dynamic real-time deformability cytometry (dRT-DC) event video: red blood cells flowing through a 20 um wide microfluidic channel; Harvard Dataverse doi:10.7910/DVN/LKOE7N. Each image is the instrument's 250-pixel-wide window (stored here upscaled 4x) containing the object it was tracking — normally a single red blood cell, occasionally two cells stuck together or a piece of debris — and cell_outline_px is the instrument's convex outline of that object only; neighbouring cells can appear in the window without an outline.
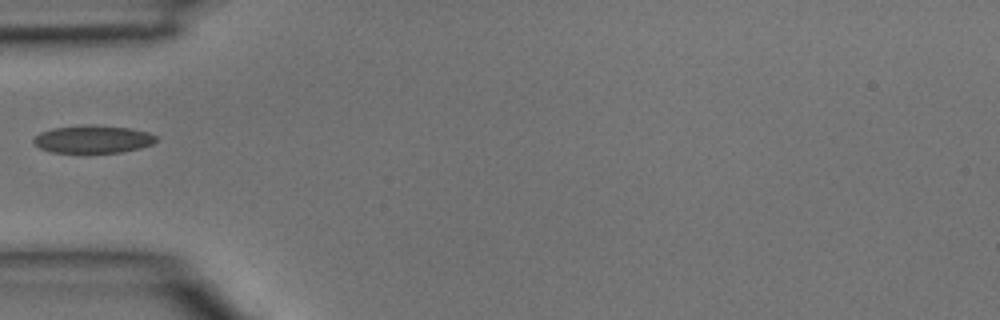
{"species": "common noctule bat (a hibernating species)", "species_latin": "Nyctalus noctula", "temperature_condition": "room temperature", "stored_images_in_passage": 1, "camera_frame_rate_fps": 3000, "um_per_image_px": 0.085, "animal": {"sex": "male", "body_mass_g": 15.6}, "frame": {"image": 1, "passage_image": 1, "time_ms": 0.0, "image_size_px": [1000, 320], "cell_outline_px": [[156, 140], [152, 144], [140, 148], [120, 152], [52, 152], [40, 148], [32, 140], [40, 132], [52, 128], [88, 124], [128, 128], [148, 132], [156, 136]], "centroid_in_image_um": [7.89, 11.82], "position_along_channel_um": 77.1, "area_um2": 19.59}}